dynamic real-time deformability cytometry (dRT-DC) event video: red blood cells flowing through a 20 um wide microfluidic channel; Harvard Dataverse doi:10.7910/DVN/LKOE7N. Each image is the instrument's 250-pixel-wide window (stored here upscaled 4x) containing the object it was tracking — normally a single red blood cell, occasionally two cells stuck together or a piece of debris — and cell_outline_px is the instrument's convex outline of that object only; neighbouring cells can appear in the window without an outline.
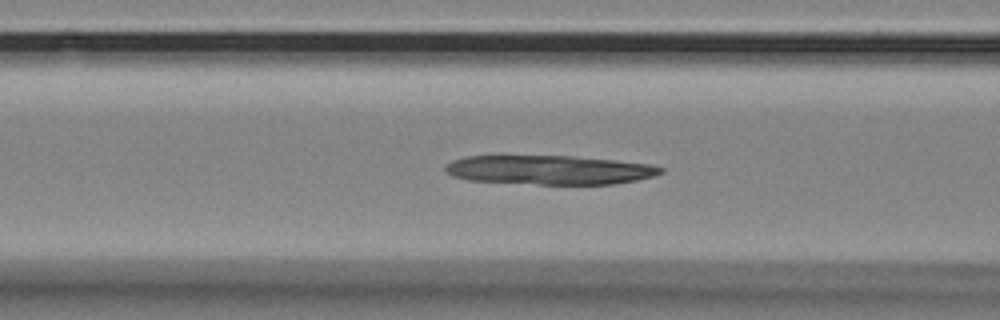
{"species": "Egyptian fruit bat (a non-hibernating species)", "species_latin": "Rousettus aegyptiacus", "temperature_condition": "room temperature", "stored_images_in_passage": 59, "segment_of_instrument_passage": [2, 4], "camera_frame_rate_fps": 3000, "um_per_image_px": 0.085, "animal": {"sex": "female"}, "frame": {"image": 1, "passage_image": 22, "time_ms": 7.0, "image_size_px": [1000, 320], "cell_outline_px": [[656, 172], [644, 176], [628, 180], [600, 184], [552, 184], [500, 180], [468, 176], [456, 172], [456, 164], [464, 160], [480, 156], [548, 156], [596, 160], [636, 164], [656, 168]], "centroid_in_image_um": [46.84, 14.43], "position_along_channel_um": 119.8, "area_um2": 31.04}}
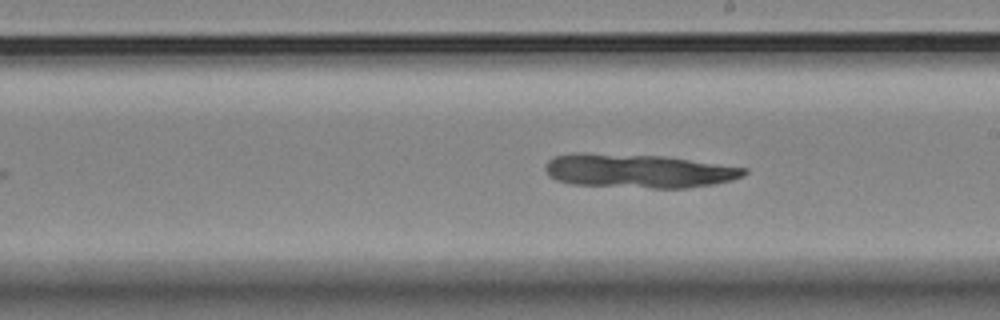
{"frame": {"image": 2, "passage_image": 32, "time_ms": 10.333, "image_size_px": [1000, 320], "cell_outline_px": [[744, 172], [736, 176], [720, 180], [692, 184], [652, 184], [572, 180], [560, 176], [552, 172], [552, 164], [556, 160], [572, 156], [596, 156], [676, 160], [740, 168]], "centroid_in_image_um": [54.42, 14.49], "position_along_channel_um": 234.6, "area_um2": 29.25}}
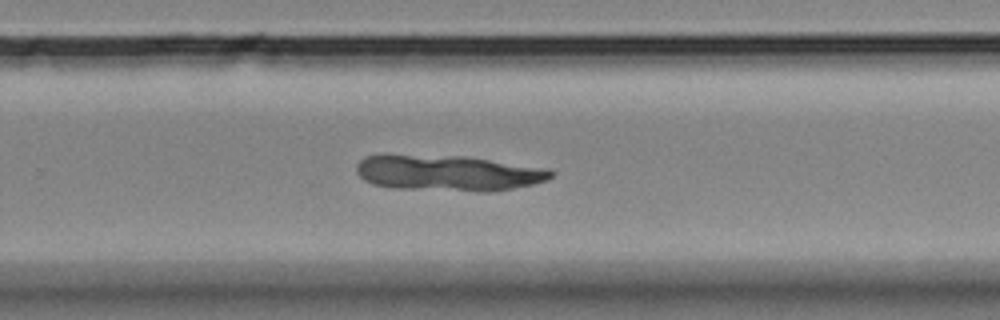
{"frame": {"image": 3, "passage_image": 37, "time_ms": 12.0, "image_size_px": [1000, 320], "cell_outline_px": [[548, 176], [540, 180], [520, 184], [496, 188], [472, 188], [384, 184], [372, 180], [364, 176], [360, 168], [368, 160], [376, 156], [400, 156], [480, 160], [548, 172]], "centroid_in_image_um": [37.98, 14.67], "position_along_channel_um": 291.8, "area_um2": 32.19}}